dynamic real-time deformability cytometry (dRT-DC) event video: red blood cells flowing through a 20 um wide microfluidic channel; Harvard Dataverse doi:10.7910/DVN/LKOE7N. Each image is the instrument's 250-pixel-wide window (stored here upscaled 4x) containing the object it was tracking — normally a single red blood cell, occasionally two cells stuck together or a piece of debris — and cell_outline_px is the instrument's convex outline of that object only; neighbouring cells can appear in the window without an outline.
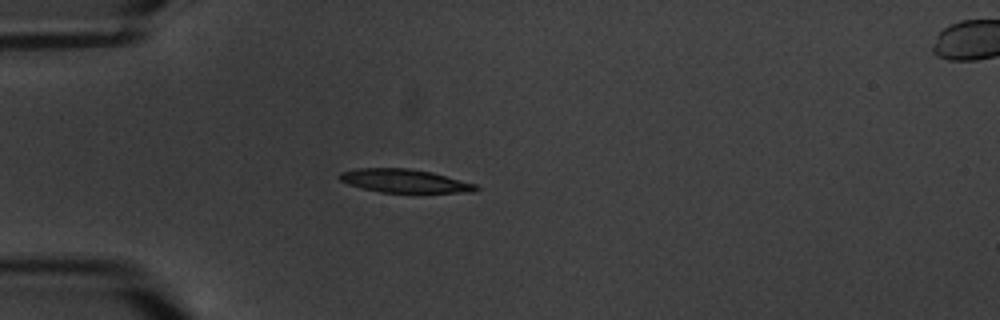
{"species": "common noctule bat (a hibernating species)", "species_latin": "Nyctalus noctula", "temperature_condition": "warm", "stored_images_in_passage": 5, "camera_frame_rate_fps": 3000, "um_per_image_px": 0.085, "animal": {"sex": "male", "body_mass_g": 20.1, "forearm_length_mm": 53.5}, "frame": {"image": 1, "passage_image": 4, "time_ms": 4.0, "image_size_px": [1000, 320], "cell_outline_px": [[480, 188], [472, 192], [380, 192], [348, 184], [340, 180], [336, 176], [340, 172], [356, 168], [408, 168], [432, 172], [476, 184]], "centroid_in_image_um": [34.35, 15.36], "position_along_channel_um": 50.7, "area_um2": 18.5}}